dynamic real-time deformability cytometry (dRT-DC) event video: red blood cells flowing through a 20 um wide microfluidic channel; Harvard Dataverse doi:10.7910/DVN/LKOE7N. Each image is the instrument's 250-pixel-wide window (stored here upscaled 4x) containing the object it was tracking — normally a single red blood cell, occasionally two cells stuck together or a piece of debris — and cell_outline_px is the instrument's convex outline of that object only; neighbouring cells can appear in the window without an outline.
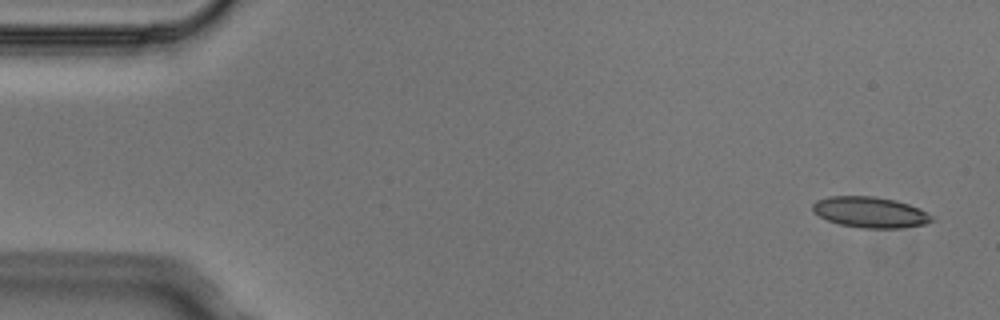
{"species": "Egyptian fruit bat (a non-hibernating species)", "species_latin": "Rousettus aegyptiacus", "temperature_condition": "cold", "stored_images_in_passage": 5, "camera_frame_rate_fps": 3000, "um_per_image_px": 0.085, "animal": {"sex": "male"}, "frame": {"image": 1, "passage_image": 1, "time_ms": 0.0, "image_size_px": [1000, 320], "cell_outline_px": [[932, 220], [924, 224], [900, 228], [860, 228], [840, 224], [828, 220], [812, 212], [812, 204], [816, 200], [828, 196], [872, 196], [896, 200], [920, 208], [932, 216]], "centroid_in_image_um": [73.93, 18.03], "position_along_channel_um": 11.1, "area_um2": 21.39}}
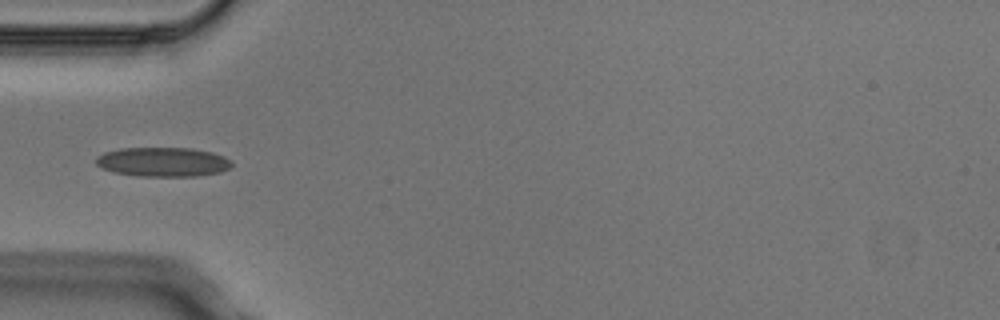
{"frame": {"image": 2, "passage_image": 5, "time_ms": 1.333, "image_size_px": [1000, 320], "cell_outline_px": [[232, 164], [228, 168], [220, 172], [196, 176], [140, 176], [116, 172], [100, 168], [96, 164], [96, 156], [104, 152], [120, 148], [192, 148], [212, 152], [224, 156], [232, 160]], "centroid_in_image_um": [13.84, 13.76], "position_along_channel_um": 71.2, "area_um2": 23.24}}